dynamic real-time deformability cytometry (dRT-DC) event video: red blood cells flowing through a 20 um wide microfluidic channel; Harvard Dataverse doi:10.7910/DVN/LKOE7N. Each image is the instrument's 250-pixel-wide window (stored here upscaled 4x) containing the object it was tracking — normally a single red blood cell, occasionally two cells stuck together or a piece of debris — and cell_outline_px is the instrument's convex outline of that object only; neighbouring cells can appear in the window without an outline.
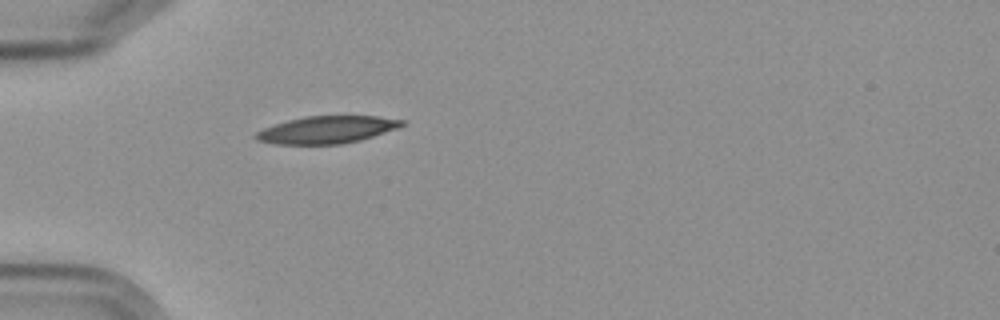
{"species": "Egyptian fruit bat (a non-hibernating species)", "species_latin": "Rousettus aegyptiacus", "temperature_condition": "cold", "stored_images_in_passage": 1, "camera_frame_rate_fps": 3000, "um_per_image_px": 0.085, "frame": {"image": 1, "passage_image": 1, "time_ms": 0.0, "image_size_px": [1000, 320], "cell_outline_px": [[408, 124], [360, 140], [340, 144], [276, 144], [256, 140], [252, 136], [256, 132], [264, 128], [288, 120], [304, 116], [380, 116], [408, 120]], "centroid_in_image_um": [27.81, 11.02], "position_along_channel_um": 57.2, "area_um2": 23.29}}